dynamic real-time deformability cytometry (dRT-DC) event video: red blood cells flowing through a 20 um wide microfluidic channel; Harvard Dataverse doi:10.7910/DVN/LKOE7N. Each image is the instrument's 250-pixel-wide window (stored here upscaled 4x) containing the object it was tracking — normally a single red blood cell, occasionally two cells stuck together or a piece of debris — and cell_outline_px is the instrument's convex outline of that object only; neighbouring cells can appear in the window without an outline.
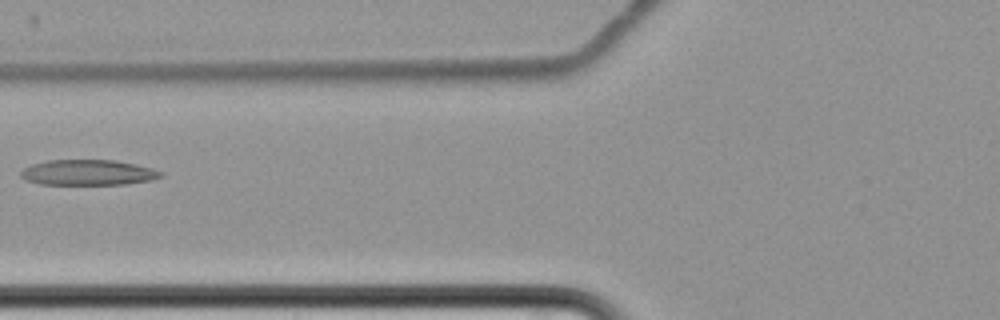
{"species": "common noctule bat (a hibernating species)", "species_latin": "Nyctalus noctula", "temperature_condition": "cold", "stored_images_in_passage": 5, "camera_frame_rate_fps": 3000, "um_per_image_px": 0.085, "animal": {"sex": "female", "body_mass_g": 22.7, "forearm_length_mm": 54.2}, "frame": {"image": 1, "passage_image": 5, "time_ms": 4.667, "image_size_px": [1000, 320], "cell_outline_px": [[164, 176], [152, 180], [124, 184], [40, 184], [24, 180], [20, 176], [20, 172], [24, 168], [32, 164], [48, 160], [116, 160], [136, 164], [152, 168], [164, 172]], "centroid_in_image_um": [7.5, 14.66], "position_along_channel_um": 118.3, "area_um2": 20.92}}